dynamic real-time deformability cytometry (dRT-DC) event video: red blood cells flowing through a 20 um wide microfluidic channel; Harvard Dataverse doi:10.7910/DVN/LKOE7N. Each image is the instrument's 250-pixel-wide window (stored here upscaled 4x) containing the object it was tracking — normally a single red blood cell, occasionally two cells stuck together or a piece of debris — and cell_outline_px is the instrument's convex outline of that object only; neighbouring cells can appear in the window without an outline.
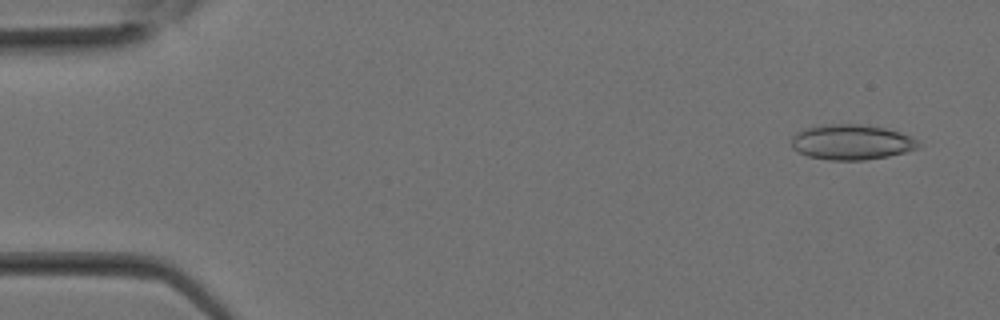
{"species": "Egyptian fruit bat (a non-hibernating species)", "species_latin": "Rousettus aegyptiacus", "temperature_condition": "room temperature", "stored_images_in_passage": 28, "camera_frame_rate_fps": 3000, "um_per_image_px": 0.085, "animal": {"sex": "female"}, "frame": {"image": 1, "passage_image": 1, "time_ms": 0.0, "image_size_px": [1000, 320], "cell_outline_px": [[924, 144], [920, 148], [888, 156], [864, 160], [828, 160], [808, 156], [792, 148], [792, 136], [796, 132], [804, 128], [828, 124], [860, 124], [884, 128], [900, 132]], "centroid_in_image_um": [72.39, 12.08], "position_along_channel_um": 12.6, "area_um2": 26.07}}
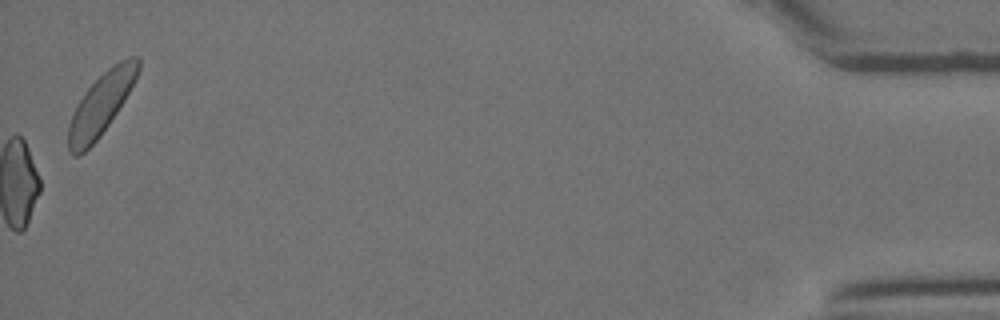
{"frame": {"image": 2, "passage_image": 28, "time_ms": 9.0, "image_size_px": [1000, 320], "cell_outline_px": [[140, 68], [124, 100], [100, 136], [80, 156], [72, 156], [68, 152], [68, 124], [76, 104], [84, 92], [108, 68], [120, 60], [128, 56], [140, 56]], "centroid_in_image_um": [8.55, 8.87], "position_along_channel_um": 426.7, "area_um2": 24.85}}